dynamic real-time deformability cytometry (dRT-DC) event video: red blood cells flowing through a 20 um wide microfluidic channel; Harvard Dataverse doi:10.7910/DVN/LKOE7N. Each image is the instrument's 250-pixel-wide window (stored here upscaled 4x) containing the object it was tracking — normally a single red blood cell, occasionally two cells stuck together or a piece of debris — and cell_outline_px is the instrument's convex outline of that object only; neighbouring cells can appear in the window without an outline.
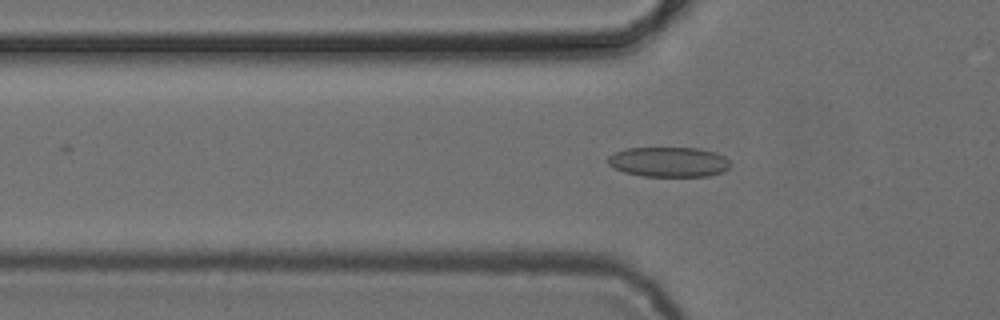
{"species": "common noctule bat (a hibernating species)", "species_latin": "Nyctalus noctula", "temperature_condition": "cold", "stored_images_in_passage": 34, "camera_frame_rate_fps": 3000, "um_per_image_px": 0.085, "animal": {"sex": "female", "body_mass_g": 24.6, "forearm_length_mm": 56.2}, "frame": {"image": 1, "passage_image": 9, "time_ms": 2.667, "image_size_px": [1000, 320], "cell_outline_px": [[732, 164], [724, 172], [708, 176], [640, 176], [624, 172], [608, 164], [608, 156], [624, 148], [700, 148], [724, 156]], "centroid_in_image_um": [56.85, 13.77], "position_along_channel_um": 68.9, "area_um2": 21.39}}
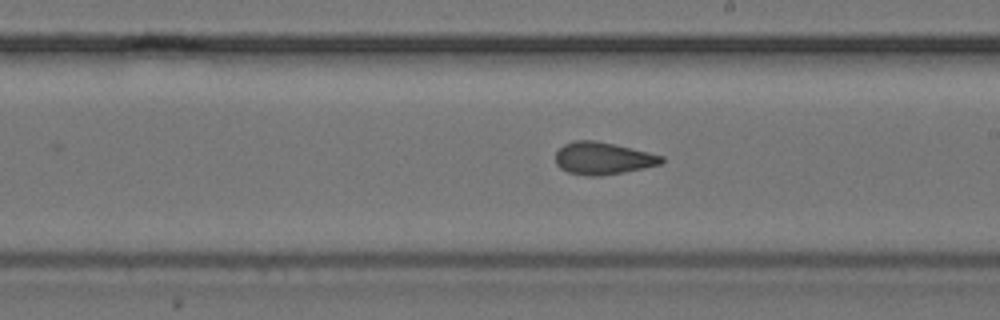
{"frame": {"image": 2, "passage_image": 22, "time_ms": 7.0, "image_size_px": [1000, 320], "cell_outline_px": [[664, 160], [660, 164], [644, 168], [624, 172], [600, 176], [588, 176], [568, 172], [560, 168], [556, 164], [556, 152], [564, 144], [572, 140], [596, 140], [632, 148], [664, 156]], "centroid_in_image_um": [51.23, 13.45], "position_along_channel_um": 237.8, "area_um2": 20.0}}
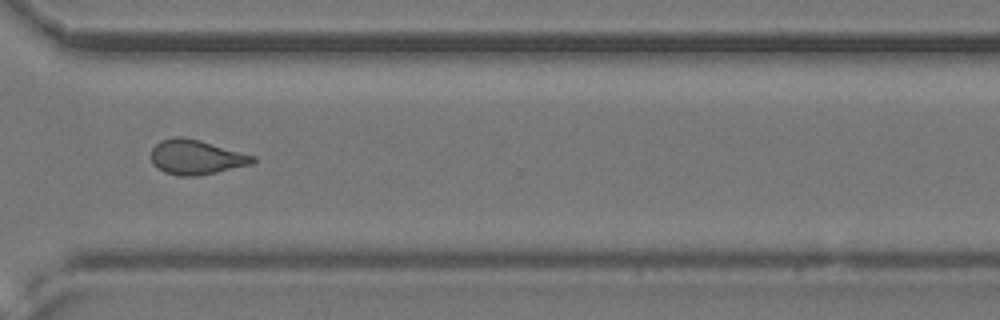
{"frame": {"image": 3, "passage_image": 31, "time_ms": 10.0, "image_size_px": [1000, 320], "cell_outline_px": [[256, 160], [252, 164], [216, 172], [196, 176], [180, 176], [164, 172], [156, 168], [152, 164], [152, 148], [160, 140], [176, 136], [180, 136], [200, 140], [256, 156]], "centroid_in_image_um": [16.66, 13.35], "position_along_channel_um": 353.9, "area_um2": 20.58}, "authors_computed_cell_mechanics": {"area_um2": 19.9988, "velocity_mm_per_s": 3.8789, "shape_relaxation_time_tau1_ms": 6.9058, "shape_relaxation_time_tau2_ms": 2.6219, "deformation_change_tau1": 0.1393, "deformation_change_tau2": 0.0745}}